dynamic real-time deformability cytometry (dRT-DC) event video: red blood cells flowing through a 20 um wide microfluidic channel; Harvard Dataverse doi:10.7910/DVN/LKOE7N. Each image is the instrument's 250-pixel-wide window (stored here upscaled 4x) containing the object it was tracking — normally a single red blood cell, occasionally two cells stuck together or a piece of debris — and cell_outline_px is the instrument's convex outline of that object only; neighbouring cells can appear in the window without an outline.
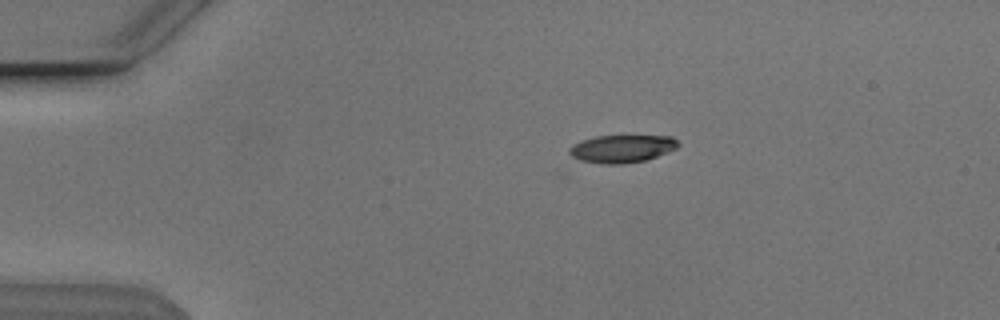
{"species": "Egyptian fruit bat (a non-hibernating species)", "species_latin": "Rousettus aegyptiacus", "temperature_condition": "cold", "stored_images_in_passage": 31, "camera_frame_rate_fps": 3000, "um_per_image_px": 0.085, "animal": {"sex": "male"}, "frame": {"image": 1, "passage_image": 2, "time_ms": 0.333, "image_size_px": [1000, 320], "cell_outline_px": [[680, 144], [676, 148], [656, 156], [644, 160], [624, 164], [604, 164], [580, 160], [572, 156], [568, 152], [568, 148], [572, 144], [580, 140], [596, 136], [672, 136]], "centroid_in_image_um": [52.81, 12.63], "position_along_channel_um": 32.2, "area_um2": 17.51}}
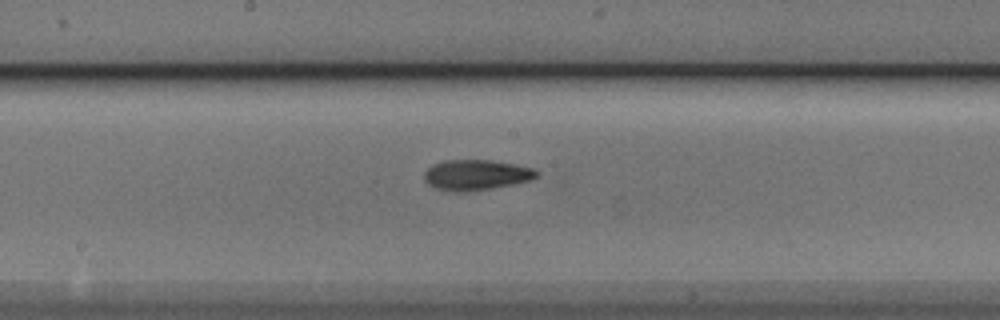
{"frame": {"image": 2, "passage_image": 20, "time_ms": 6.333, "image_size_px": [1000, 320], "cell_outline_px": [[540, 176], [532, 180], [512, 184], [488, 188], [456, 192], [436, 188], [428, 184], [424, 180], [424, 172], [432, 164], [444, 160], [492, 160], [516, 164], [532, 168], [540, 172]], "centroid_in_image_um": [40.49, 14.85], "position_along_channel_um": 207.7, "area_um2": 19.88}}
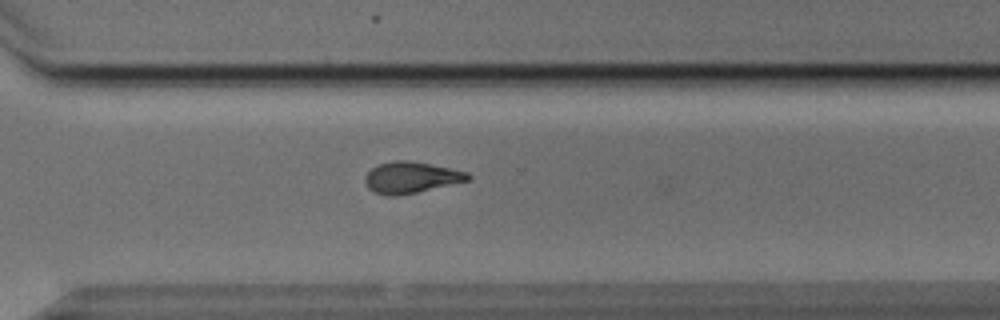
{"frame": {"image": 3, "passage_image": 30, "time_ms": 9.667, "image_size_px": [1000, 320], "cell_outline_px": [[472, 176], [468, 180], [416, 192], [396, 196], [388, 196], [376, 192], [368, 188], [364, 180], [364, 176], [372, 168], [380, 164], [392, 160], [408, 160], [468, 172]], "centroid_in_image_um": [34.9, 15.08], "position_along_channel_um": 335.7, "area_um2": 18.44}}